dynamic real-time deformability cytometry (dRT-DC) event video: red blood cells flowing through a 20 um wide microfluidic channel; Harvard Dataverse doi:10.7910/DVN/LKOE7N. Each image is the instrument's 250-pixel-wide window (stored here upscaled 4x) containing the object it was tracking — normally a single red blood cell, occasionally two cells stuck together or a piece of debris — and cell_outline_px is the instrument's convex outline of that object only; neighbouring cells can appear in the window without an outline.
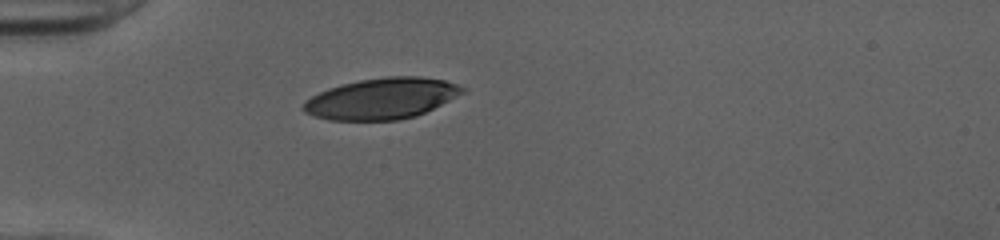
{"species": "human", "species_latin": "Homo sapiens", "temperature_condition": "cold", "stored_images_in_passage": 37, "camera_frame_rate_fps": 3000, "um_per_image_px": 0.085, "donor": {"sex": "female"}, "frame": {"image": 1, "passage_image": 1, "time_ms": 0.0, "image_size_px": [1000, 240], "cell_outline_px": [[468, 92], [416, 116], [396, 120], [328, 120], [304, 112], [300, 108], [304, 100], [328, 88], [340, 84], [360, 80], [388, 76], [420, 76], [444, 80], [468, 88]], "centroid_in_image_um": [32.46, 8.37], "position_along_channel_um": 52.5, "area_um2": 38.32}}
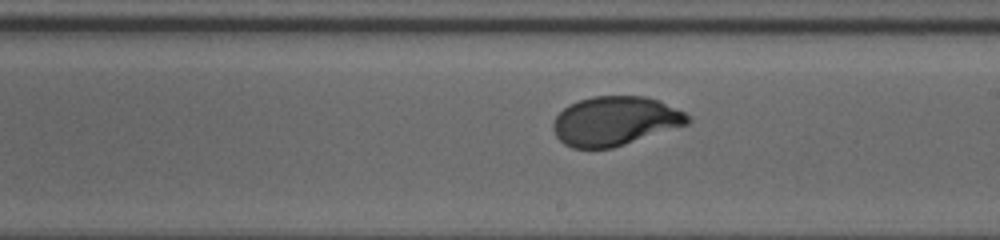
{"frame": {"image": 2, "passage_image": 16, "time_ms": 5.0, "image_size_px": [1000, 240], "cell_outline_px": [[692, 120], [688, 124], [612, 148], [572, 148], [564, 144], [556, 136], [552, 128], [552, 124], [556, 116], [568, 104], [592, 96], [644, 96], [660, 100], [684, 112]], "centroid_in_image_um": [52.26, 10.28], "position_along_channel_um": 236.7, "area_um2": 38.49}}
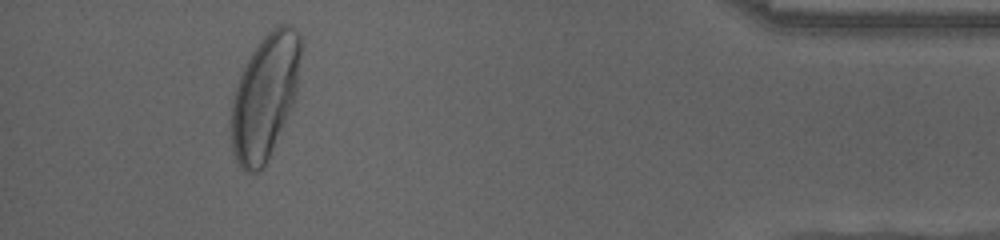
{"frame": {"image": 3, "passage_image": 33, "time_ms": 10.667, "image_size_px": [1000, 240], "cell_outline_px": [[304, 44], [296, 96], [268, 160], [264, 168], [256, 172], [244, 172], [240, 168], [236, 160], [232, 148], [232, 104], [240, 72], [252, 52], [260, 40], [272, 28], [280, 24], [288, 24], [300, 36]], "centroid_in_image_um": [22.55, 8.18], "position_along_channel_um": 412.6, "area_um2": 50.81}, "authors_computed_cell_mechanics": {"area_um2": 39.7086, "velocity_mm_per_s": 4.007, "shape_relaxation_time_tau1_ms": 2.658, "shape_relaxation_time_tau2_ms": null, "deformation_change_tau1": 0.1632, "deformation_change_tau2": null}}